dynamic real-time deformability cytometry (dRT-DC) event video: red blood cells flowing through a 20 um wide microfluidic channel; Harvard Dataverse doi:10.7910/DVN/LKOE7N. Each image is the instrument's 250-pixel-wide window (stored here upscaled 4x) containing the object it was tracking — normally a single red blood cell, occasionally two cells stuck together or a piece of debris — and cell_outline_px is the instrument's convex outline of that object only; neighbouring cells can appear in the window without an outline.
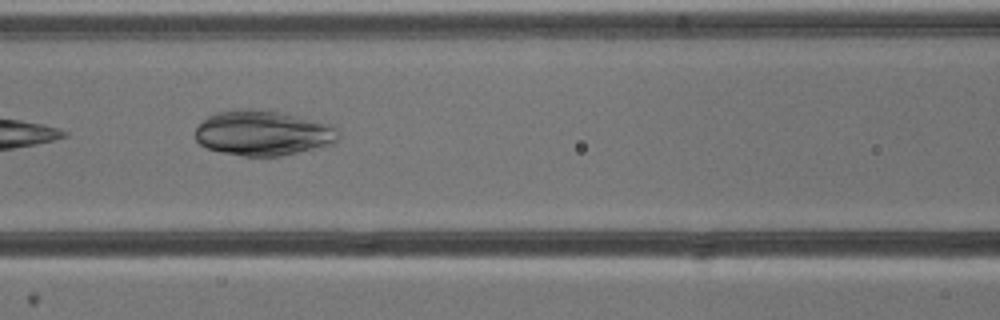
{"species": "common noctule bat (a hibernating species)", "species_latin": "Nyctalus noctula", "temperature_condition": "cold", "stored_images_in_passage": 10, "camera_frame_rate_fps": 3000, "um_per_image_px": 0.085, "animal": {"sex": "male", "body_mass_g": 13.3}, "frame": {"image": 1, "passage_image": 6, "time_ms": 6.667, "image_size_px": [1000, 320], "cell_outline_px": [[340, 136], [332, 144], [320, 148], [280, 156], [244, 156], [224, 152], [208, 148], [200, 144], [196, 140], [196, 128], [208, 116], [216, 112], [276, 112], [300, 116], [332, 124], [340, 132]], "centroid_in_image_um": [22.44, 11.35], "position_along_channel_um": 144.2, "area_um2": 36.76}}
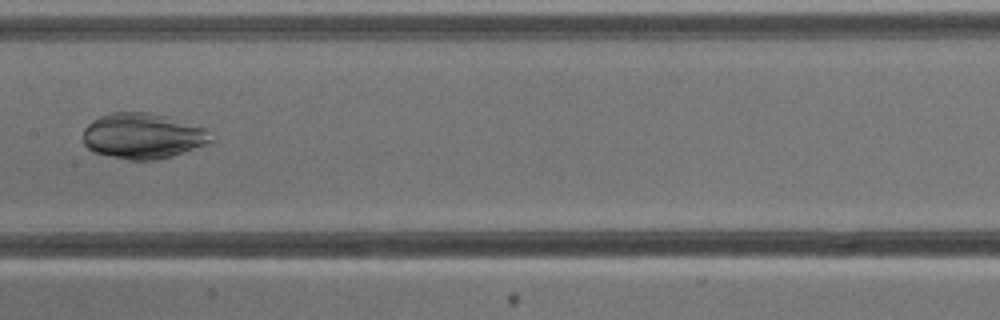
{"frame": {"image": 2, "passage_image": 7, "time_ms": 8.0, "image_size_px": [1000, 320], "cell_outline_px": [[216, 140], [172, 156], [156, 160], [128, 160], [92, 152], [84, 144], [84, 128], [92, 120], [100, 116], [112, 112], [148, 112], [164, 116], [208, 128]], "centroid_in_image_um": [12.15, 11.56], "position_along_channel_um": 195.2, "area_um2": 34.1}}
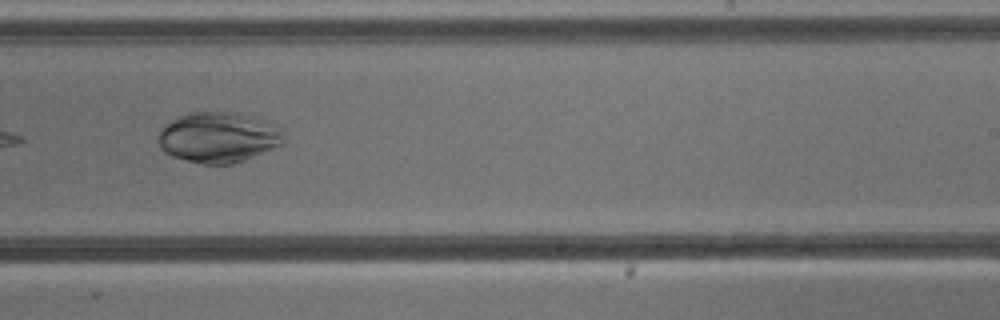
{"frame": {"image": 3, "passage_image": 9, "time_ms": 10.0, "image_size_px": [1000, 320], "cell_outline_px": [[280, 144], [272, 148], [244, 160], [232, 164], [200, 164], [172, 156], [164, 152], [160, 148], [156, 140], [156, 136], [168, 124], [180, 116], [188, 112], [232, 112], [252, 116], [280, 132]], "centroid_in_image_um": [18.43, 11.7], "position_along_channel_um": 270.6, "area_um2": 35.89}}